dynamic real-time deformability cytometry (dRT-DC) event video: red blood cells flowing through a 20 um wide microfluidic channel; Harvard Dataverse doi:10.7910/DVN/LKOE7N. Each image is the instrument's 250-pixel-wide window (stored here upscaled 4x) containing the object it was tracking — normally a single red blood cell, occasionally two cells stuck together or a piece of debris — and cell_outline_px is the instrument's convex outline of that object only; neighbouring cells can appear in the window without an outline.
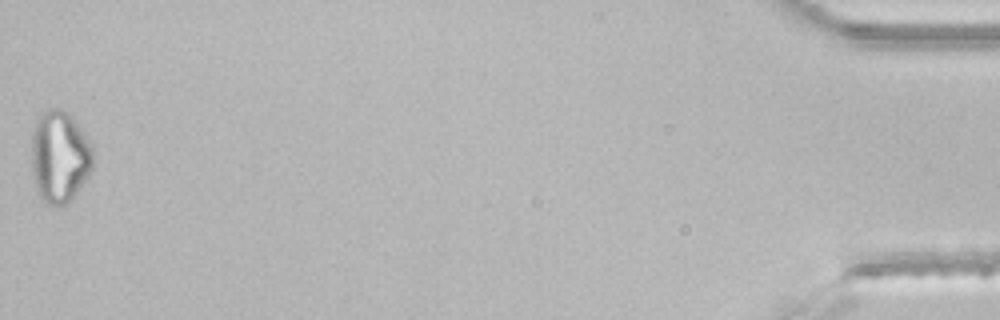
{"species": "common noctule bat (a hibernating species)", "species_latin": "Nyctalus noctula", "temperature_condition": "room temperature", "stored_images_in_passage": 48, "segment_of_instrument_passage": [2, 2], "camera_frame_rate_fps": 3000, "um_per_image_px": 0.085, "animal": {"sex": "male", "body_mass_g": 21.5, "forearm_length_mm": 52.0}, "frame": {"image": 1, "passage_image": 48, "time_ms": 15.667, "image_size_px": [1000, 320], "cell_outline_px": [[92, 168], [88, 176], [72, 200], [64, 204], [44, 204], [36, 188], [32, 168], [32, 132], [36, 120], [40, 112], [48, 108], [60, 108], [76, 124], [92, 144]], "centroid_in_image_um": [5.05, 13.33], "position_along_channel_um": 430.2, "area_um2": 32.71}}